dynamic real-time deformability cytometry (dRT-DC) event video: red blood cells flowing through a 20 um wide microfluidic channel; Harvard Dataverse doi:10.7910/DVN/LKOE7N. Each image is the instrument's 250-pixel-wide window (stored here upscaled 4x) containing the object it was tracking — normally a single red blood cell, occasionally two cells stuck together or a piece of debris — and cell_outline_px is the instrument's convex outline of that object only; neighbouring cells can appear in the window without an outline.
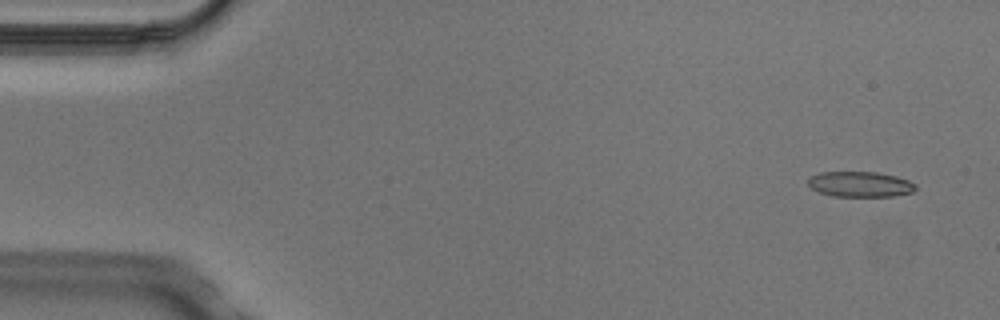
{"species": "Egyptian fruit bat (a non-hibernating species)", "species_latin": "Rousettus aegyptiacus", "temperature_condition": "cold", "stored_images_in_passage": 6, "camera_frame_rate_fps": 3000, "um_per_image_px": 0.085, "animal": {"sex": "male"}, "frame": {"image": 1, "passage_image": 1, "time_ms": 0.0, "image_size_px": [1000, 320], "cell_outline_px": [[916, 188], [912, 192], [892, 196], [832, 196], [820, 192], [812, 188], [808, 184], [808, 180], [812, 176], [820, 172], [876, 172], [896, 176], [908, 180], [916, 184]], "centroid_in_image_um": [73.12, 15.66], "position_along_channel_um": 11.9, "area_um2": 15.78}}
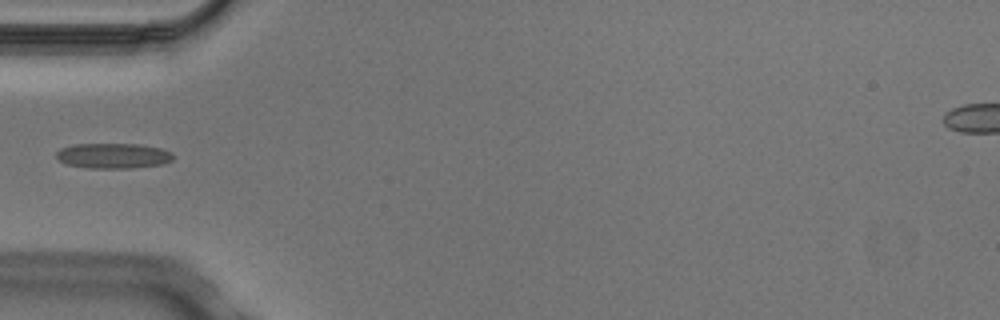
{"frame": {"image": 2, "passage_image": 5, "time_ms": 1.333, "image_size_px": [1000, 320], "cell_outline_px": [[172, 160], [160, 164], [132, 168], [88, 168], [68, 164], [60, 160], [56, 156], [56, 152], [60, 148], [72, 144], [140, 144], [164, 148], [172, 152]], "centroid_in_image_um": [9.63, 13.23], "position_along_channel_um": 75.4, "area_um2": 17.22}}
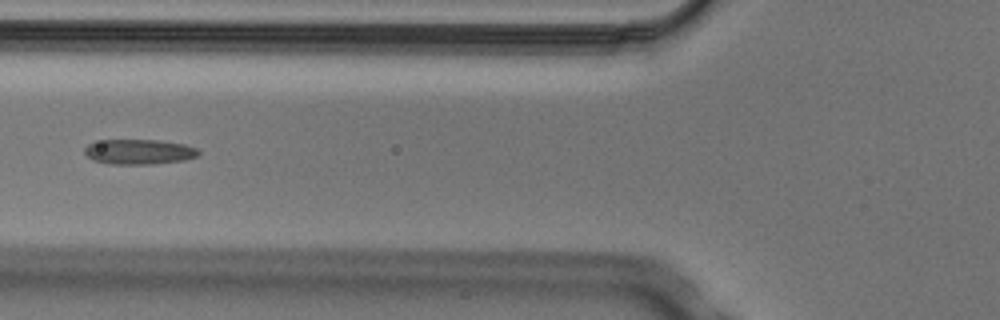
{"frame": {"image": 3, "passage_image": 6, "time_ms": 1.667, "image_size_px": [1000, 320], "cell_outline_px": [[200, 152], [196, 156], [184, 160], [152, 164], [108, 164], [92, 160], [84, 152], [84, 148], [88, 144], [104, 140], [156, 140], [184, 144], [196, 148]], "centroid_in_image_um": [11.79, 12.91], "position_along_channel_um": 114.0, "area_um2": 16.53}}